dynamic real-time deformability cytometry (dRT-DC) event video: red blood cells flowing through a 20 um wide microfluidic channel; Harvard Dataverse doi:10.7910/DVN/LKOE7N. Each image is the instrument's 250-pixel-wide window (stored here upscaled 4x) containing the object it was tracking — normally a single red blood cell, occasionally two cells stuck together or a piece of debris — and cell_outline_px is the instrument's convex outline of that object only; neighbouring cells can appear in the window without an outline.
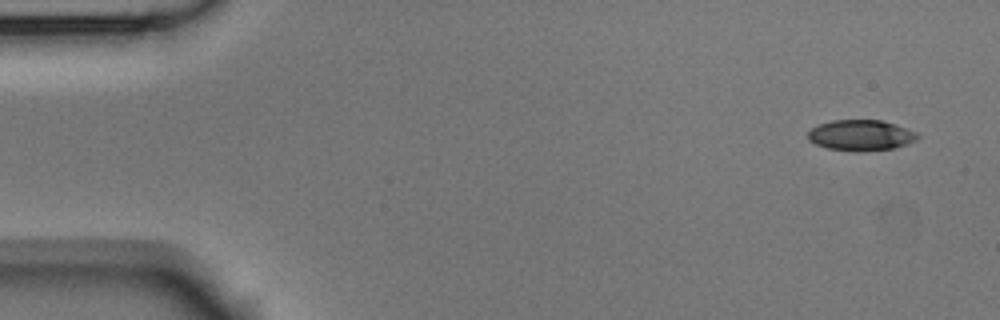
{"species": "Egyptian fruit bat (a non-hibernating species)", "species_latin": "Rousettus aegyptiacus", "temperature_condition": "room temperature", "stored_images_in_passage": 4, "camera_frame_rate_fps": 3000, "um_per_image_px": 0.085, "animal": {"sex": "male"}, "frame": {"image": 1, "passage_image": 1, "time_ms": 0.0, "image_size_px": [1000, 320], "cell_outline_px": [[920, 136], [916, 140], [892, 148], [860, 152], [856, 152], [828, 148], [816, 144], [808, 140], [808, 132], [816, 124], [832, 120], [880, 120], [896, 124], [916, 132]], "centroid_in_image_um": [73.14, 11.49], "position_along_channel_um": 11.9, "area_um2": 19.65}}
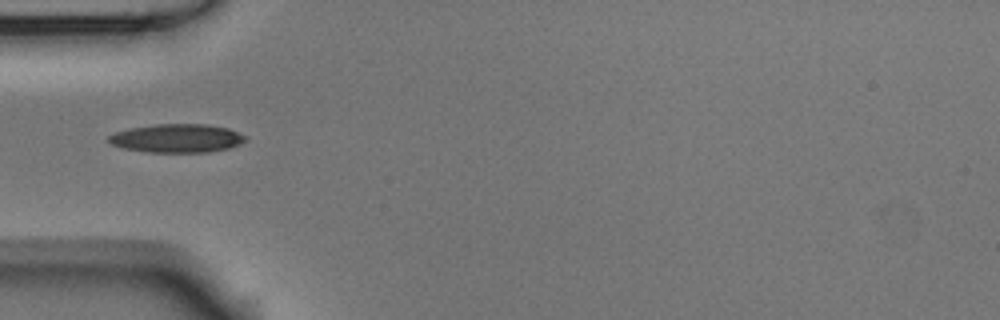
{"frame": {"image": 2, "passage_image": 4, "time_ms": 1.0, "image_size_px": [1000, 320], "cell_outline_px": [[248, 140], [240, 144], [228, 148], [208, 152], [144, 152], [124, 148], [112, 144], [108, 140], [108, 136], [116, 132], [128, 128], [156, 124], [208, 124], [228, 128], [248, 136]], "centroid_in_image_um": [15.07, 11.75], "position_along_channel_um": 69.9, "area_um2": 22.89}}